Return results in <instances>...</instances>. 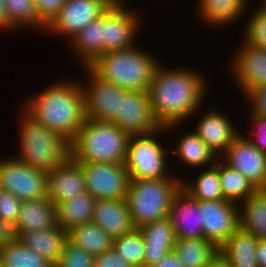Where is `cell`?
Here are the masks:
<instances>
[{
  "label": "cell",
  "instance_id": "1",
  "mask_svg": "<svg viewBox=\"0 0 266 267\" xmlns=\"http://www.w3.org/2000/svg\"><path fill=\"white\" fill-rule=\"evenodd\" d=\"M164 66L160 63L155 70L148 91L153 115L161 127L195 118L208 95V79L202 73L186 66Z\"/></svg>",
  "mask_w": 266,
  "mask_h": 267
},
{
  "label": "cell",
  "instance_id": "2",
  "mask_svg": "<svg viewBox=\"0 0 266 267\" xmlns=\"http://www.w3.org/2000/svg\"><path fill=\"white\" fill-rule=\"evenodd\" d=\"M67 79L58 80L30 96L22 108L71 143L86 120V111L80 79Z\"/></svg>",
  "mask_w": 266,
  "mask_h": 267
},
{
  "label": "cell",
  "instance_id": "3",
  "mask_svg": "<svg viewBox=\"0 0 266 267\" xmlns=\"http://www.w3.org/2000/svg\"><path fill=\"white\" fill-rule=\"evenodd\" d=\"M138 46L105 52L88 68L100 79L120 88L148 92L160 60Z\"/></svg>",
  "mask_w": 266,
  "mask_h": 267
},
{
  "label": "cell",
  "instance_id": "4",
  "mask_svg": "<svg viewBox=\"0 0 266 267\" xmlns=\"http://www.w3.org/2000/svg\"><path fill=\"white\" fill-rule=\"evenodd\" d=\"M21 111L18 125L19 148L14 158L47 172L64 163L71 156L70 143L35 120L23 108Z\"/></svg>",
  "mask_w": 266,
  "mask_h": 267
},
{
  "label": "cell",
  "instance_id": "5",
  "mask_svg": "<svg viewBox=\"0 0 266 267\" xmlns=\"http://www.w3.org/2000/svg\"><path fill=\"white\" fill-rule=\"evenodd\" d=\"M130 135L113 122L86 118L70 143L71 157L79 163L124 164Z\"/></svg>",
  "mask_w": 266,
  "mask_h": 267
},
{
  "label": "cell",
  "instance_id": "6",
  "mask_svg": "<svg viewBox=\"0 0 266 267\" xmlns=\"http://www.w3.org/2000/svg\"><path fill=\"white\" fill-rule=\"evenodd\" d=\"M181 188L182 178L130 179L125 200L135 227L168 217Z\"/></svg>",
  "mask_w": 266,
  "mask_h": 267
},
{
  "label": "cell",
  "instance_id": "7",
  "mask_svg": "<svg viewBox=\"0 0 266 267\" xmlns=\"http://www.w3.org/2000/svg\"><path fill=\"white\" fill-rule=\"evenodd\" d=\"M179 125L182 124H170L154 133L130 136L124 162L130 179L182 178L167 171L169 151L157 137L164 132L174 131Z\"/></svg>",
  "mask_w": 266,
  "mask_h": 267
},
{
  "label": "cell",
  "instance_id": "8",
  "mask_svg": "<svg viewBox=\"0 0 266 267\" xmlns=\"http://www.w3.org/2000/svg\"><path fill=\"white\" fill-rule=\"evenodd\" d=\"M0 189L21 201L47 197V171L31 167L14 156L0 158Z\"/></svg>",
  "mask_w": 266,
  "mask_h": 267
},
{
  "label": "cell",
  "instance_id": "9",
  "mask_svg": "<svg viewBox=\"0 0 266 267\" xmlns=\"http://www.w3.org/2000/svg\"><path fill=\"white\" fill-rule=\"evenodd\" d=\"M125 3L112 4L102 14L103 54L136 46L138 32L144 22L140 13L137 14L133 8L128 9Z\"/></svg>",
  "mask_w": 266,
  "mask_h": 267
},
{
  "label": "cell",
  "instance_id": "10",
  "mask_svg": "<svg viewBox=\"0 0 266 267\" xmlns=\"http://www.w3.org/2000/svg\"><path fill=\"white\" fill-rule=\"evenodd\" d=\"M110 5L107 0H65L45 32L65 37L70 42L88 23L101 17Z\"/></svg>",
  "mask_w": 266,
  "mask_h": 267
},
{
  "label": "cell",
  "instance_id": "11",
  "mask_svg": "<svg viewBox=\"0 0 266 267\" xmlns=\"http://www.w3.org/2000/svg\"><path fill=\"white\" fill-rule=\"evenodd\" d=\"M85 177L86 191L97 199H125L129 186V172L120 163H80Z\"/></svg>",
  "mask_w": 266,
  "mask_h": 267
},
{
  "label": "cell",
  "instance_id": "12",
  "mask_svg": "<svg viewBox=\"0 0 266 267\" xmlns=\"http://www.w3.org/2000/svg\"><path fill=\"white\" fill-rule=\"evenodd\" d=\"M87 75L81 82L85 96L86 118L96 121L113 122L120 115V96L125 92L113 83L96 76L88 67H83Z\"/></svg>",
  "mask_w": 266,
  "mask_h": 267
},
{
  "label": "cell",
  "instance_id": "13",
  "mask_svg": "<svg viewBox=\"0 0 266 267\" xmlns=\"http://www.w3.org/2000/svg\"><path fill=\"white\" fill-rule=\"evenodd\" d=\"M233 53L229 73L246 97L253 89L266 84V48L242 39V44Z\"/></svg>",
  "mask_w": 266,
  "mask_h": 267
},
{
  "label": "cell",
  "instance_id": "14",
  "mask_svg": "<svg viewBox=\"0 0 266 267\" xmlns=\"http://www.w3.org/2000/svg\"><path fill=\"white\" fill-rule=\"evenodd\" d=\"M219 158L244 175L257 189H266V153L246 135L240 132Z\"/></svg>",
  "mask_w": 266,
  "mask_h": 267
},
{
  "label": "cell",
  "instance_id": "15",
  "mask_svg": "<svg viewBox=\"0 0 266 267\" xmlns=\"http://www.w3.org/2000/svg\"><path fill=\"white\" fill-rule=\"evenodd\" d=\"M131 135H146L161 128L156 121L148 92L125 90L120 96V115L113 121Z\"/></svg>",
  "mask_w": 266,
  "mask_h": 267
},
{
  "label": "cell",
  "instance_id": "16",
  "mask_svg": "<svg viewBox=\"0 0 266 267\" xmlns=\"http://www.w3.org/2000/svg\"><path fill=\"white\" fill-rule=\"evenodd\" d=\"M204 238L220 248L239 228V207L229 200H199Z\"/></svg>",
  "mask_w": 266,
  "mask_h": 267
},
{
  "label": "cell",
  "instance_id": "17",
  "mask_svg": "<svg viewBox=\"0 0 266 267\" xmlns=\"http://www.w3.org/2000/svg\"><path fill=\"white\" fill-rule=\"evenodd\" d=\"M85 191L83 168L71 156L47 172V198L55 206Z\"/></svg>",
  "mask_w": 266,
  "mask_h": 267
},
{
  "label": "cell",
  "instance_id": "18",
  "mask_svg": "<svg viewBox=\"0 0 266 267\" xmlns=\"http://www.w3.org/2000/svg\"><path fill=\"white\" fill-rule=\"evenodd\" d=\"M204 110L193 130L198 137L220 157L239 134L226 113L211 108Z\"/></svg>",
  "mask_w": 266,
  "mask_h": 267
},
{
  "label": "cell",
  "instance_id": "19",
  "mask_svg": "<svg viewBox=\"0 0 266 267\" xmlns=\"http://www.w3.org/2000/svg\"><path fill=\"white\" fill-rule=\"evenodd\" d=\"M168 217L177 238H204L199 200L182 188L174 197Z\"/></svg>",
  "mask_w": 266,
  "mask_h": 267
},
{
  "label": "cell",
  "instance_id": "20",
  "mask_svg": "<svg viewBox=\"0 0 266 267\" xmlns=\"http://www.w3.org/2000/svg\"><path fill=\"white\" fill-rule=\"evenodd\" d=\"M91 222L113 239L136 229L125 199H97Z\"/></svg>",
  "mask_w": 266,
  "mask_h": 267
},
{
  "label": "cell",
  "instance_id": "21",
  "mask_svg": "<svg viewBox=\"0 0 266 267\" xmlns=\"http://www.w3.org/2000/svg\"><path fill=\"white\" fill-rule=\"evenodd\" d=\"M138 229L145 243L144 267L157 264L173 251L177 236L169 217L144 224Z\"/></svg>",
  "mask_w": 266,
  "mask_h": 267
},
{
  "label": "cell",
  "instance_id": "22",
  "mask_svg": "<svg viewBox=\"0 0 266 267\" xmlns=\"http://www.w3.org/2000/svg\"><path fill=\"white\" fill-rule=\"evenodd\" d=\"M58 226L57 208L47 197L22 201L20 214L13 226L15 237L19 233L49 229Z\"/></svg>",
  "mask_w": 266,
  "mask_h": 267
},
{
  "label": "cell",
  "instance_id": "23",
  "mask_svg": "<svg viewBox=\"0 0 266 267\" xmlns=\"http://www.w3.org/2000/svg\"><path fill=\"white\" fill-rule=\"evenodd\" d=\"M248 2L249 0H198L197 17L206 26L224 28L231 23L236 24L249 11Z\"/></svg>",
  "mask_w": 266,
  "mask_h": 267
},
{
  "label": "cell",
  "instance_id": "24",
  "mask_svg": "<svg viewBox=\"0 0 266 267\" xmlns=\"http://www.w3.org/2000/svg\"><path fill=\"white\" fill-rule=\"evenodd\" d=\"M18 237L30 250L55 266L62 253L67 233L59 226L19 233Z\"/></svg>",
  "mask_w": 266,
  "mask_h": 267
},
{
  "label": "cell",
  "instance_id": "25",
  "mask_svg": "<svg viewBox=\"0 0 266 267\" xmlns=\"http://www.w3.org/2000/svg\"><path fill=\"white\" fill-rule=\"evenodd\" d=\"M174 155L179 158L182 166L187 168H205L216 164L219 157L198 137L194 131H189L178 137Z\"/></svg>",
  "mask_w": 266,
  "mask_h": 267
},
{
  "label": "cell",
  "instance_id": "26",
  "mask_svg": "<svg viewBox=\"0 0 266 267\" xmlns=\"http://www.w3.org/2000/svg\"><path fill=\"white\" fill-rule=\"evenodd\" d=\"M68 44L82 68L90 66L103 54L102 16L88 23Z\"/></svg>",
  "mask_w": 266,
  "mask_h": 267
},
{
  "label": "cell",
  "instance_id": "27",
  "mask_svg": "<svg viewBox=\"0 0 266 267\" xmlns=\"http://www.w3.org/2000/svg\"><path fill=\"white\" fill-rule=\"evenodd\" d=\"M258 239L239 227L219 248L230 267H259L256 257Z\"/></svg>",
  "mask_w": 266,
  "mask_h": 267
},
{
  "label": "cell",
  "instance_id": "28",
  "mask_svg": "<svg viewBox=\"0 0 266 267\" xmlns=\"http://www.w3.org/2000/svg\"><path fill=\"white\" fill-rule=\"evenodd\" d=\"M96 199L87 191L56 206L57 223L66 233L80 225L91 222Z\"/></svg>",
  "mask_w": 266,
  "mask_h": 267
},
{
  "label": "cell",
  "instance_id": "29",
  "mask_svg": "<svg viewBox=\"0 0 266 267\" xmlns=\"http://www.w3.org/2000/svg\"><path fill=\"white\" fill-rule=\"evenodd\" d=\"M239 227L258 240L266 239V189H257L238 204Z\"/></svg>",
  "mask_w": 266,
  "mask_h": 267
},
{
  "label": "cell",
  "instance_id": "30",
  "mask_svg": "<svg viewBox=\"0 0 266 267\" xmlns=\"http://www.w3.org/2000/svg\"><path fill=\"white\" fill-rule=\"evenodd\" d=\"M195 170H201L197 174L196 180L193 178L189 182L182 176V189L197 200H225L219 178V159L215 165L205 167V170L204 168Z\"/></svg>",
  "mask_w": 266,
  "mask_h": 267
},
{
  "label": "cell",
  "instance_id": "31",
  "mask_svg": "<svg viewBox=\"0 0 266 267\" xmlns=\"http://www.w3.org/2000/svg\"><path fill=\"white\" fill-rule=\"evenodd\" d=\"M173 251L183 267H204L219 248L205 238H177Z\"/></svg>",
  "mask_w": 266,
  "mask_h": 267
},
{
  "label": "cell",
  "instance_id": "32",
  "mask_svg": "<svg viewBox=\"0 0 266 267\" xmlns=\"http://www.w3.org/2000/svg\"><path fill=\"white\" fill-rule=\"evenodd\" d=\"M67 238L94 256L113 248L114 239L93 222L75 227L67 233Z\"/></svg>",
  "mask_w": 266,
  "mask_h": 267
},
{
  "label": "cell",
  "instance_id": "33",
  "mask_svg": "<svg viewBox=\"0 0 266 267\" xmlns=\"http://www.w3.org/2000/svg\"><path fill=\"white\" fill-rule=\"evenodd\" d=\"M219 178L225 200L239 204L257 188L240 172L229 167L219 158Z\"/></svg>",
  "mask_w": 266,
  "mask_h": 267
},
{
  "label": "cell",
  "instance_id": "34",
  "mask_svg": "<svg viewBox=\"0 0 266 267\" xmlns=\"http://www.w3.org/2000/svg\"><path fill=\"white\" fill-rule=\"evenodd\" d=\"M0 257L4 267H54L46 259L38 255L18 238L0 247Z\"/></svg>",
  "mask_w": 266,
  "mask_h": 267
},
{
  "label": "cell",
  "instance_id": "35",
  "mask_svg": "<svg viewBox=\"0 0 266 267\" xmlns=\"http://www.w3.org/2000/svg\"><path fill=\"white\" fill-rule=\"evenodd\" d=\"M5 4L7 31L16 32L18 28L23 29L25 26L24 28H39L41 32H45V26L39 21L34 0H5Z\"/></svg>",
  "mask_w": 266,
  "mask_h": 267
},
{
  "label": "cell",
  "instance_id": "36",
  "mask_svg": "<svg viewBox=\"0 0 266 267\" xmlns=\"http://www.w3.org/2000/svg\"><path fill=\"white\" fill-rule=\"evenodd\" d=\"M113 248L133 267H144L145 243L138 228L128 234L114 238Z\"/></svg>",
  "mask_w": 266,
  "mask_h": 267
},
{
  "label": "cell",
  "instance_id": "37",
  "mask_svg": "<svg viewBox=\"0 0 266 267\" xmlns=\"http://www.w3.org/2000/svg\"><path fill=\"white\" fill-rule=\"evenodd\" d=\"M256 6L248 21H244L242 38L250 44L266 48V10L261 5Z\"/></svg>",
  "mask_w": 266,
  "mask_h": 267
},
{
  "label": "cell",
  "instance_id": "38",
  "mask_svg": "<svg viewBox=\"0 0 266 267\" xmlns=\"http://www.w3.org/2000/svg\"><path fill=\"white\" fill-rule=\"evenodd\" d=\"M94 257L67 238L60 259L54 267H94Z\"/></svg>",
  "mask_w": 266,
  "mask_h": 267
},
{
  "label": "cell",
  "instance_id": "39",
  "mask_svg": "<svg viewBox=\"0 0 266 267\" xmlns=\"http://www.w3.org/2000/svg\"><path fill=\"white\" fill-rule=\"evenodd\" d=\"M21 204L22 201L19 198L8 191L0 189V218L12 227L20 214Z\"/></svg>",
  "mask_w": 266,
  "mask_h": 267
},
{
  "label": "cell",
  "instance_id": "40",
  "mask_svg": "<svg viewBox=\"0 0 266 267\" xmlns=\"http://www.w3.org/2000/svg\"><path fill=\"white\" fill-rule=\"evenodd\" d=\"M249 125L251 128L247 133V137L252 141V143L262 152L266 153V118L259 117L250 112ZM252 126V127H251Z\"/></svg>",
  "mask_w": 266,
  "mask_h": 267
},
{
  "label": "cell",
  "instance_id": "41",
  "mask_svg": "<svg viewBox=\"0 0 266 267\" xmlns=\"http://www.w3.org/2000/svg\"><path fill=\"white\" fill-rule=\"evenodd\" d=\"M39 21L46 27L63 7L65 0H34Z\"/></svg>",
  "mask_w": 266,
  "mask_h": 267
},
{
  "label": "cell",
  "instance_id": "42",
  "mask_svg": "<svg viewBox=\"0 0 266 267\" xmlns=\"http://www.w3.org/2000/svg\"><path fill=\"white\" fill-rule=\"evenodd\" d=\"M245 100L250 103L252 114L266 118V84L253 89Z\"/></svg>",
  "mask_w": 266,
  "mask_h": 267
},
{
  "label": "cell",
  "instance_id": "43",
  "mask_svg": "<svg viewBox=\"0 0 266 267\" xmlns=\"http://www.w3.org/2000/svg\"><path fill=\"white\" fill-rule=\"evenodd\" d=\"M94 267H133L114 248L94 257Z\"/></svg>",
  "mask_w": 266,
  "mask_h": 267
},
{
  "label": "cell",
  "instance_id": "44",
  "mask_svg": "<svg viewBox=\"0 0 266 267\" xmlns=\"http://www.w3.org/2000/svg\"><path fill=\"white\" fill-rule=\"evenodd\" d=\"M15 237L13 227L0 218V247Z\"/></svg>",
  "mask_w": 266,
  "mask_h": 267
},
{
  "label": "cell",
  "instance_id": "45",
  "mask_svg": "<svg viewBox=\"0 0 266 267\" xmlns=\"http://www.w3.org/2000/svg\"><path fill=\"white\" fill-rule=\"evenodd\" d=\"M151 267H183L174 251L165 255L157 264Z\"/></svg>",
  "mask_w": 266,
  "mask_h": 267
},
{
  "label": "cell",
  "instance_id": "46",
  "mask_svg": "<svg viewBox=\"0 0 266 267\" xmlns=\"http://www.w3.org/2000/svg\"><path fill=\"white\" fill-rule=\"evenodd\" d=\"M256 257L259 267H266V239H259L256 247Z\"/></svg>",
  "mask_w": 266,
  "mask_h": 267
},
{
  "label": "cell",
  "instance_id": "47",
  "mask_svg": "<svg viewBox=\"0 0 266 267\" xmlns=\"http://www.w3.org/2000/svg\"><path fill=\"white\" fill-rule=\"evenodd\" d=\"M204 267H230L227 258L218 251Z\"/></svg>",
  "mask_w": 266,
  "mask_h": 267
},
{
  "label": "cell",
  "instance_id": "48",
  "mask_svg": "<svg viewBox=\"0 0 266 267\" xmlns=\"http://www.w3.org/2000/svg\"><path fill=\"white\" fill-rule=\"evenodd\" d=\"M7 31V10L5 0H0V31Z\"/></svg>",
  "mask_w": 266,
  "mask_h": 267
},
{
  "label": "cell",
  "instance_id": "49",
  "mask_svg": "<svg viewBox=\"0 0 266 267\" xmlns=\"http://www.w3.org/2000/svg\"><path fill=\"white\" fill-rule=\"evenodd\" d=\"M111 5L112 4H120V3H123V2H126L124 0H107Z\"/></svg>",
  "mask_w": 266,
  "mask_h": 267
},
{
  "label": "cell",
  "instance_id": "50",
  "mask_svg": "<svg viewBox=\"0 0 266 267\" xmlns=\"http://www.w3.org/2000/svg\"><path fill=\"white\" fill-rule=\"evenodd\" d=\"M260 5L266 10V0H260Z\"/></svg>",
  "mask_w": 266,
  "mask_h": 267
},
{
  "label": "cell",
  "instance_id": "51",
  "mask_svg": "<svg viewBox=\"0 0 266 267\" xmlns=\"http://www.w3.org/2000/svg\"><path fill=\"white\" fill-rule=\"evenodd\" d=\"M0 267H4L1 257H0Z\"/></svg>",
  "mask_w": 266,
  "mask_h": 267
}]
</instances>
